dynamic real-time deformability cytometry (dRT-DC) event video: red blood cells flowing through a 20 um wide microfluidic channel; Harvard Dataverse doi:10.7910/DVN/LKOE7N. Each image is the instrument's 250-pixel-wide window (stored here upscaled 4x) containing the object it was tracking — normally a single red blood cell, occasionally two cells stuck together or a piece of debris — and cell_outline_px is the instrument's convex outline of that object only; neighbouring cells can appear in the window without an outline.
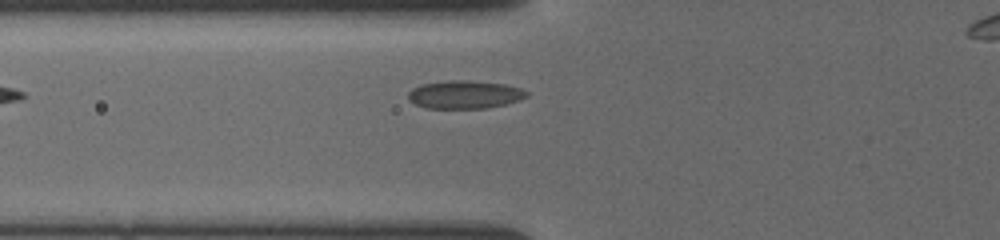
{"species": "common noctule bat (a hibernating species)", "species_latin": "Nyctalus noctula", "temperature_condition": "cold", "stored_images_in_passage": 29, "camera_frame_rate_fps": 3000, "um_per_image_px": 0.085, "animal": {"sex": "female", "body_mass_g": 19.5, "forearm_length_mm": 54.1}, "frame": {"image": 1, "passage_image": 2, "time_ms": 0.333, "image_size_px": [1000, 240], "cell_outline_px": [[528, 96], [520, 100], [504, 104], [484, 108], [424, 108], [408, 100], [408, 92], [412, 88], [420, 84], [448, 80], [468, 80], [508, 84], [520, 88], [528, 92]], "centroid_in_image_um": [39.48, 8.02], "position_along_channel_um": 86.3, "area_um2": 19.54}}
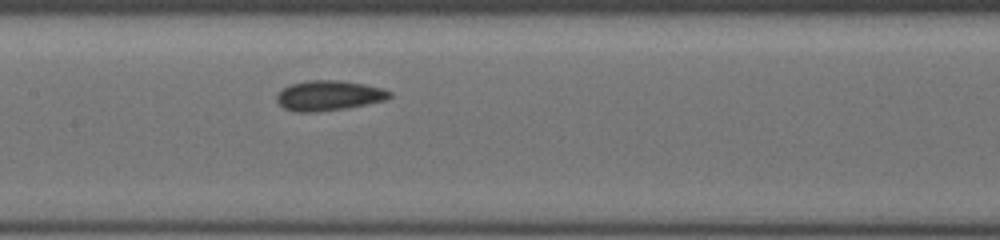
{"frame": {"image": 2, "passage_image": 8, "time_ms": 2.667, "image_size_px": [1000, 240], "cell_outline_px": [[392, 96], [388, 100], [344, 108], [312, 112], [296, 112], [284, 108], [276, 100], [276, 96], [284, 88], [292, 84], [308, 80], [340, 80], [364, 84], [384, 88], [392, 92]], "centroid_in_image_um": [27.99, 8.11], "position_along_channel_um": 179.4, "area_um2": 19.71}}
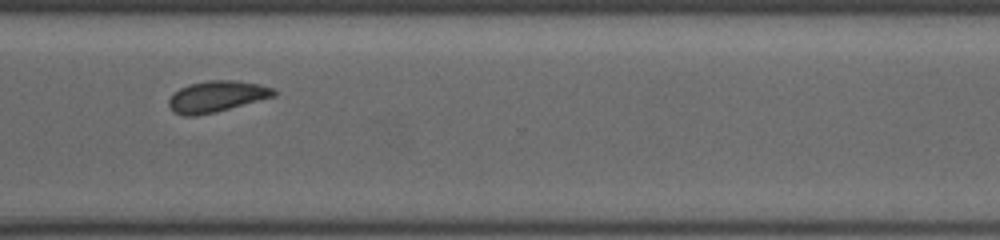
{"frame": {"image": 3, "passage_image": 21, "time_ms": 7.0, "image_size_px": [1000, 240], "cell_outline_px": [[276, 96], [216, 112], [192, 116], [184, 116], [172, 112], [168, 104], [168, 100], [180, 88], [188, 84], [204, 80], [236, 80], [260, 84], [272, 88], [276, 92]], "centroid_in_image_um": [18.41, 8.19], "position_along_channel_um": 352.2, "area_um2": 19.19}}